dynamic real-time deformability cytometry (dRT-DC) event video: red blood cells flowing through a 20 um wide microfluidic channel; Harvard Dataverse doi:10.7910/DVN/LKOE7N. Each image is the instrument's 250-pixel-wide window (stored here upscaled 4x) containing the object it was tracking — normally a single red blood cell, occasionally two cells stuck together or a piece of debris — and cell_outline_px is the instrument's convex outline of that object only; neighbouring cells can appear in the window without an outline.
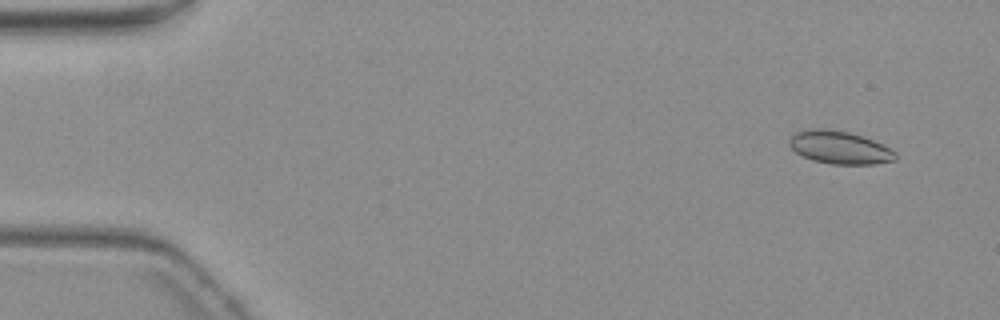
{"species": "common noctule bat (a hibernating species)", "species_latin": "Nyctalus noctula", "temperature_condition": "warm", "stored_images_in_passage": 9, "camera_frame_rate_fps": 3000, "um_per_image_px": 0.085, "animal": {"sex": "female", "body_mass_g": 19.3, "forearm_length_mm": 54.1}, "frame": {"image": 1, "passage_image": 2, "time_ms": 1.0, "image_size_px": [1000, 320], "cell_outline_px": [[896, 160], [876, 164], [832, 164], [812, 160], [796, 152], [788, 144], [788, 140], [796, 132], [808, 128], [828, 128], [848, 132], [884, 144], [896, 152]], "centroid_in_image_um": [71.37, 12.53], "position_along_channel_um": 13.6, "area_um2": 20.4}}
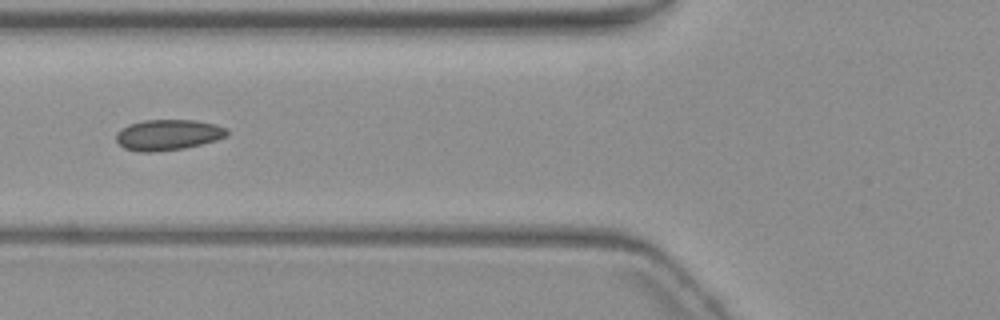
{"frame": {"image": 2, "passage_image": 8, "time_ms": 8.333, "image_size_px": [1000, 320], "cell_outline_px": [[228, 136], [216, 140], [184, 148], [152, 152], [140, 152], [124, 148], [116, 140], [116, 132], [128, 124], [144, 120], [196, 120], [216, 124], [228, 128]], "centroid_in_image_um": [14.29, 11.45], "position_along_channel_um": 111.5, "area_um2": 19.94}}
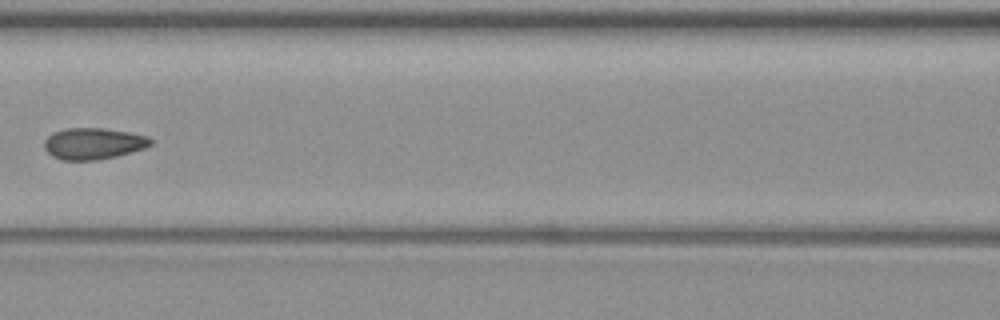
{"frame": {"image": 3, "passage_image": 9, "time_ms": 9.667, "image_size_px": [1000, 320], "cell_outline_px": [[152, 144], [144, 148], [116, 156], [96, 160], [60, 160], [52, 156], [44, 148], [44, 140], [52, 132], [64, 128], [104, 128], [128, 132], [148, 136], [152, 140]], "centroid_in_image_um": [7.9, 12.2], "position_along_channel_um": 158.7, "area_um2": 19.54}}